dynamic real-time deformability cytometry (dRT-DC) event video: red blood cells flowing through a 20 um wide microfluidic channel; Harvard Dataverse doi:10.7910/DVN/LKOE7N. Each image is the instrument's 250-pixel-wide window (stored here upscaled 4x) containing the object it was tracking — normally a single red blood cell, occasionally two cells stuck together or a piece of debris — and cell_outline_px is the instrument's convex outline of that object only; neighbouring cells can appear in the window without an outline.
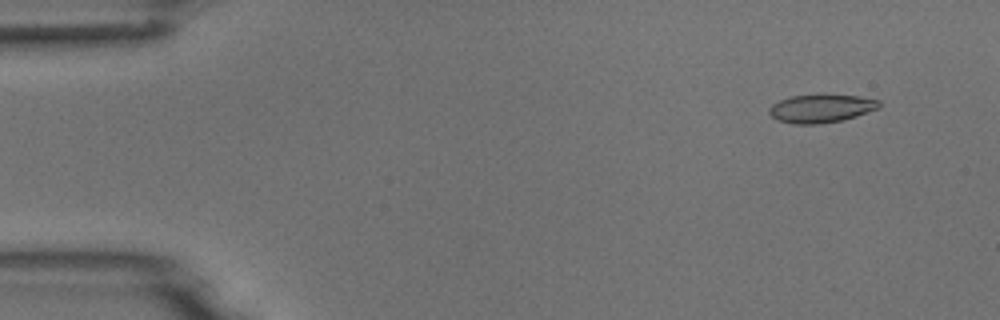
{"species": "common noctule bat (a hibernating species)", "species_latin": "Nyctalus noctula", "temperature_condition": "room temperature", "stored_images_in_passage": 5, "camera_frame_rate_fps": 3000, "um_per_image_px": 0.085, "animal": {"sex": "male", "body_mass_g": 18.8}, "frame": {"image": 1, "passage_image": 2, "time_ms": 1.333, "image_size_px": [1000, 320], "cell_outline_px": [[880, 108], [856, 116], [840, 120], [816, 124], [796, 124], [776, 120], [768, 112], [768, 108], [772, 104], [780, 100], [792, 96], [860, 96], [880, 100]], "centroid_in_image_um": [69.79, 9.23], "position_along_channel_um": 15.2, "area_um2": 17.69}}
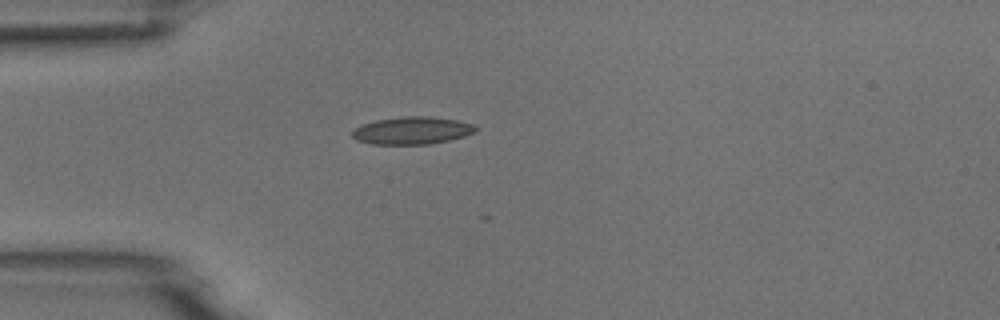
{"frame": {"image": 2, "passage_image": 5, "time_ms": 4.667, "image_size_px": [1000, 320], "cell_outline_px": [[476, 128], [472, 132], [464, 136], [448, 140], [428, 144], [372, 144], [356, 140], [352, 136], [352, 132], [360, 124], [376, 120], [404, 116], [432, 116], [456, 120], [472, 124]], "centroid_in_image_um": [34.97, 11.09], "position_along_channel_um": 50.0, "area_um2": 19.59}}